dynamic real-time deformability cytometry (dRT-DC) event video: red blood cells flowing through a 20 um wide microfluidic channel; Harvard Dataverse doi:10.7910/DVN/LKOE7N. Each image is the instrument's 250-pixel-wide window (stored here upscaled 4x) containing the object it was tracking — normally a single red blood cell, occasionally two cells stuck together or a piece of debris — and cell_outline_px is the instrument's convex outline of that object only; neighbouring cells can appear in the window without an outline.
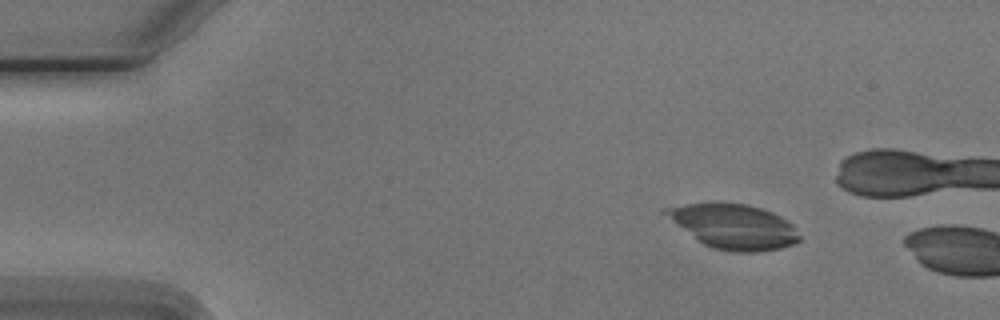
{"species": "Egyptian fruit bat (a non-hibernating species)", "species_latin": "Rousettus aegyptiacus", "temperature_condition": "cold", "stored_images_in_passage": 2, "camera_frame_rate_fps": 3000, "um_per_image_px": 0.085, "animal": {"sex": "male"}, "frame": {"image": 1, "passage_image": 1, "time_ms": 0.0, "image_size_px": [1000, 320], "cell_outline_px": [[800, 240], [796, 244], [780, 248], [760, 252], [732, 252], [712, 248], [704, 244], [660, 212], [664, 208], [688, 204], [716, 200], [748, 204], [772, 212], [780, 216], [792, 224], [800, 236]], "centroid_in_image_um": [62.37, 19.22], "position_along_channel_um": 22.6, "area_um2": 35.2}}